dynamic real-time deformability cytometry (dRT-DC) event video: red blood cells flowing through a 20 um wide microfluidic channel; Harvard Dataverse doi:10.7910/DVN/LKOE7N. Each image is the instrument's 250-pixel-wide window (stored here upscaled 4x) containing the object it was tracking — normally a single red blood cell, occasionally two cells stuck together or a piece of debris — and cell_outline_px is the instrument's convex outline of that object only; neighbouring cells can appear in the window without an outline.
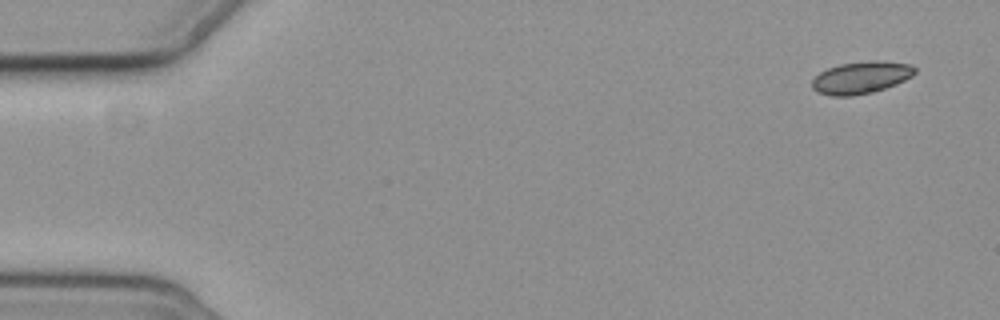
{"species": "common noctule bat (a hibernating species)", "species_latin": "Nyctalus noctula", "temperature_condition": "cold", "stored_images_in_passage": 5, "camera_frame_rate_fps": 3000, "um_per_image_px": 0.085, "animal": {"sex": "female", "body_mass_g": 19.3, "forearm_length_mm": 54.1}, "frame": {"image": 1, "passage_image": 1, "time_ms": 0.0, "image_size_px": [1000, 320], "cell_outline_px": [[916, 72], [912, 76], [896, 84], [872, 92], [852, 96], [832, 96], [816, 92], [812, 88], [812, 80], [820, 72], [828, 68], [840, 64], [912, 64], [916, 68]], "centroid_in_image_um": [73.12, 6.66], "position_along_channel_um": 11.9, "area_um2": 18.21}}
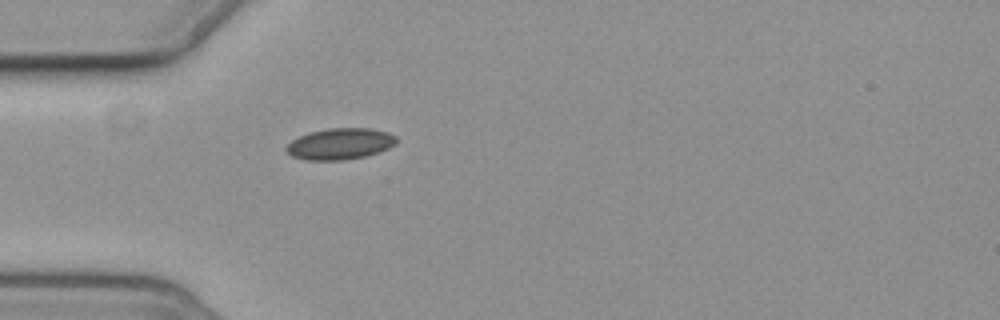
{"frame": {"image": 2, "passage_image": 5, "time_ms": 4.667, "image_size_px": [1000, 320], "cell_outline_px": [[396, 144], [380, 152], [368, 156], [344, 160], [304, 160], [292, 156], [284, 148], [292, 140], [300, 136], [312, 132], [328, 128], [372, 128], [388, 132], [396, 136]], "centroid_in_image_um": [28.94, 12.23], "position_along_channel_um": 56.1, "area_um2": 20.17}}